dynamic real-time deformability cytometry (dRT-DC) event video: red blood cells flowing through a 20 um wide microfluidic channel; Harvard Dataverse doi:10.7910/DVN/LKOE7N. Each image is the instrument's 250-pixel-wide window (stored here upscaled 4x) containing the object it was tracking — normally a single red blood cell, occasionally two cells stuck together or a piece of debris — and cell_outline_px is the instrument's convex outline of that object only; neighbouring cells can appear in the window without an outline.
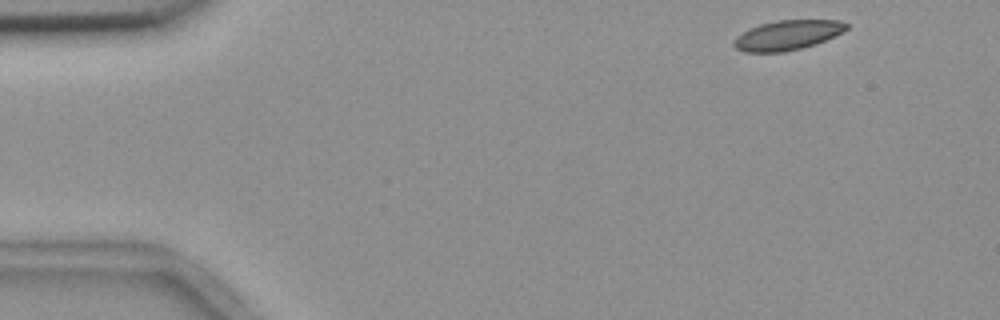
{"species": "common noctule bat (a hibernating species)", "species_latin": "Nyctalus noctula", "temperature_condition": "room temperature", "stored_images_in_passage": 19, "camera_frame_rate_fps": 3000, "um_per_image_px": 0.085, "animal": {"sex": "female", "body_mass_g": 18.4}, "frame": {"image": 1, "passage_image": 1, "time_ms": 0.0, "image_size_px": [1000, 320], "cell_outline_px": [[848, 28], [844, 32], [816, 44], [784, 52], [744, 52], [736, 48], [732, 44], [732, 40], [736, 36], [760, 24], [776, 20], [840, 20], [848, 24]], "centroid_in_image_um": [66.94, 2.99], "position_along_channel_um": 18.1, "area_um2": 19.54}}
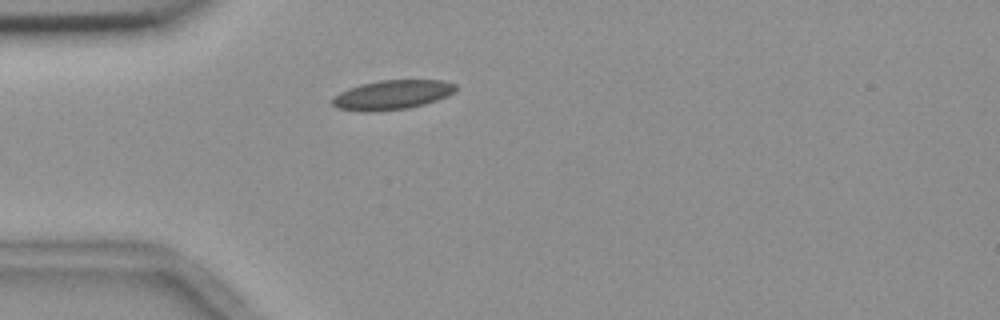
{"frame": {"image": 2, "passage_image": 11, "time_ms": 3.333, "image_size_px": [1000, 320], "cell_outline_px": [[456, 88], [448, 96], [424, 104], [408, 108], [372, 112], [360, 112], [336, 108], [332, 104], [332, 96], [348, 88], [360, 84], [380, 80], [444, 80], [456, 84]], "centroid_in_image_um": [33.28, 8.06], "position_along_channel_um": 51.7, "area_um2": 21.33}}
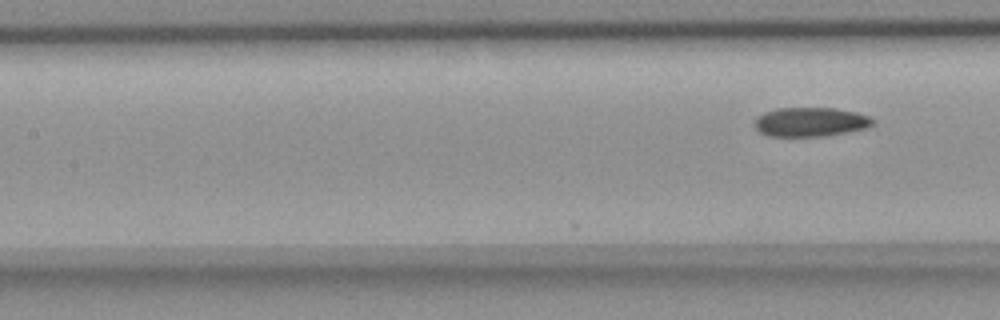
{"frame": {"image": 3, "passage_image": 19, "time_ms": 6.0, "image_size_px": [1000, 320], "cell_outline_px": [[872, 124], [864, 128], [824, 136], [768, 136], [760, 132], [756, 128], [756, 116], [764, 112], [776, 108], [836, 108], [856, 112], [868, 116], [872, 120]], "centroid_in_image_um": [68.83, 10.35], "position_along_channel_um": 138.6, "area_um2": 19.83}}